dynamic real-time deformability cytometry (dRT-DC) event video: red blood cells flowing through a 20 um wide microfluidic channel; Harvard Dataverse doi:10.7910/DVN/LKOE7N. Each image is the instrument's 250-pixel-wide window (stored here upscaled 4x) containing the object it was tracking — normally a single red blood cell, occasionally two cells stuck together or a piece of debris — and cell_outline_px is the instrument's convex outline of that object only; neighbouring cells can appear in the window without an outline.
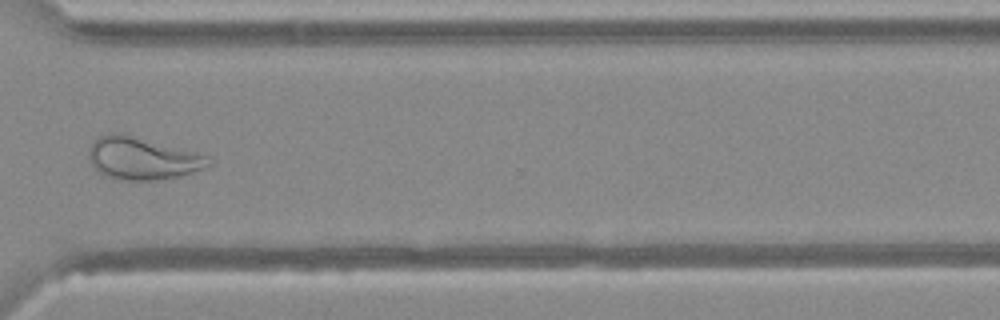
{"species": "Egyptian fruit bat (a non-hibernating species)", "species_latin": "Rousettus aegyptiacus", "temperature_condition": "warm", "stored_images_in_passage": 43, "camera_frame_rate_fps": 3000, "um_per_image_px": 0.085, "animal": {"sex": "female"}, "frame": {"image": 1, "passage_image": 36, "time_ms": 11.667, "image_size_px": [1000, 320], "cell_outline_px": [[212, 164], [192, 172], [180, 176], [156, 180], [120, 180], [104, 176], [88, 160], [88, 148], [100, 136], [108, 132], [120, 132], [208, 156]], "centroid_in_image_um": [12.04, 13.46], "position_along_channel_um": 358.6, "area_um2": 29.36}}
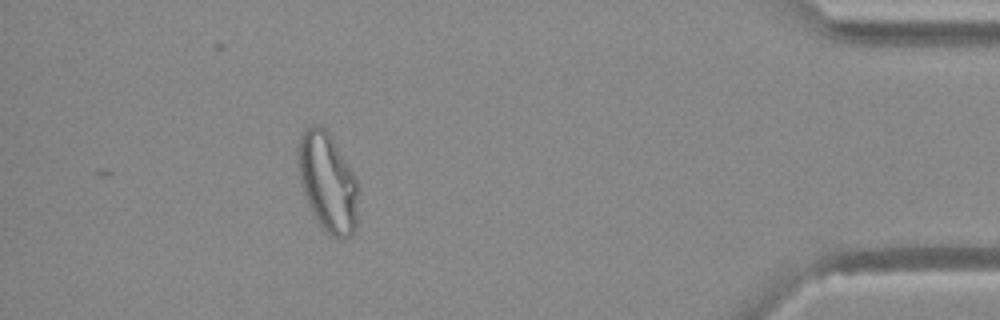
{"frame": {"image": 2, "passage_image": 43, "time_ms": 14.0, "image_size_px": [1000, 320], "cell_outline_px": [[360, 184], [356, 224], [352, 236], [332, 236], [320, 224], [312, 212], [304, 192], [300, 180], [300, 132], [316, 124], [324, 128], [328, 132]], "centroid_in_image_um": [27.91, 15.5], "position_along_channel_um": 407.3, "area_um2": 33.87}}